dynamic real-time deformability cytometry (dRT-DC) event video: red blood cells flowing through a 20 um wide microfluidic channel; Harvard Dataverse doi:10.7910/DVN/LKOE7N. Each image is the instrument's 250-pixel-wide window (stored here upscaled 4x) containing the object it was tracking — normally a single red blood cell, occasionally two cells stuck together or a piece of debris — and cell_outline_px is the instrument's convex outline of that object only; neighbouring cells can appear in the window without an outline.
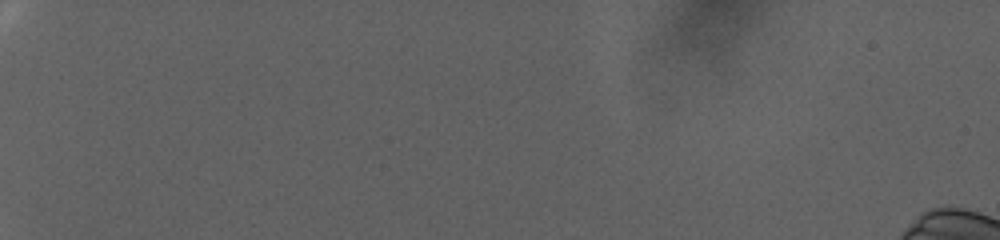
{"species": "human", "species_latin": "Homo sapiens", "temperature_condition": "warm", "stored_images_in_passage": 1, "camera_frame_rate_fps": 3000, "um_per_image_px": 0.085, "donor": {"sex": "female"}, "frame": {"image": 1, "passage_image": 1, "time_ms": 0.0, "image_size_px": [1000, 240], "cell_outline_px": [[764, 28], [724, 76], [656, 48], [680, 28], [740, 12], [752, 12], [760, 20]], "centroid_in_image_um": [60.77, 3.51], "position_along_channel_um": 24.2, "area_um2": 27.57}}